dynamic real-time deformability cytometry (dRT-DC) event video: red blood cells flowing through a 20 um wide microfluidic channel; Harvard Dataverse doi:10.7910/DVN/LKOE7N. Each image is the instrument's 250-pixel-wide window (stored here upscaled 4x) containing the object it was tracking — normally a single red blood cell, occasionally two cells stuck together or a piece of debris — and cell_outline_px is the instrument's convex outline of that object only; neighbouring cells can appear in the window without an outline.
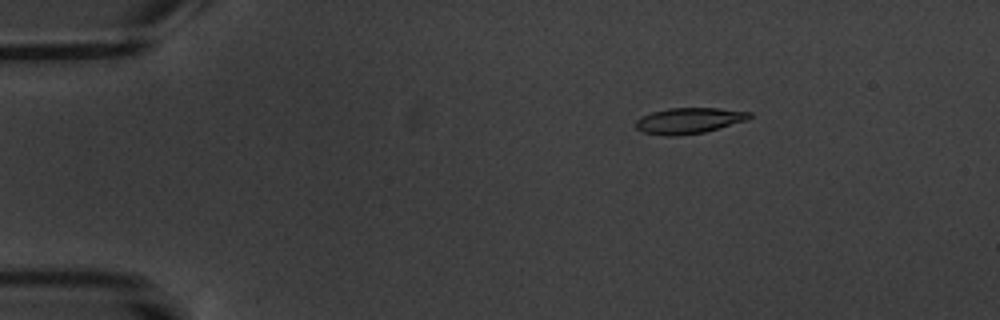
{"species": "common noctule bat (a hibernating species)", "species_latin": "Nyctalus noctula", "temperature_condition": "warm", "stored_images_in_passage": 5, "camera_frame_rate_fps": 3000, "um_per_image_px": 0.085, "animal": {"sex": "male", "body_mass_g": 20.1, "forearm_length_mm": 53.5}, "frame": {"image": 1, "passage_image": 3, "time_ms": 2.0, "image_size_px": [1000, 320], "cell_outline_px": [[752, 116], [748, 120], [704, 132], [676, 136], [664, 136], [640, 132], [636, 128], [636, 120], [640, 116], [652, 112], [668, 108], [720, 108], [752, 112]], "centroid_in_image_um": [58.54, 10.25], "position_along_channel_um": 26.5, "area_um2": 17.34}}